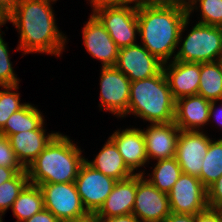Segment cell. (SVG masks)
<instances>
[{"label":"cell","mask_w":222,"mask_h":222,"mask_svg":"<svg viewBox=\"0 0 222 222\" xmlns=\"http://www.w3.org/2000/svg\"><path fill=\"white\" fill-rule=\"evenodd\" d=\"M55 1L57 0H19L9 14V22L20 35L17 51H23L24 55L45 53L60 57L65 50L67 37L56 25L52 7Z\"/></svg>","instance_id":"6da1fadb"},{"label":"cell","mask_w":222,"mask_h":222,"mask_svg":"<svg viewBox=\"0 0 222 222\" xmlns=\"http://www.w3.org/2000/svg\"><path fill=\"white\" fill-rule=\"evenodd\" d=\"M187 17V6L139 2L137 18L141 44L161 62L172 61V56H176L180 31Z\"/></svg>","instance_id":"7a4b0ae2"},{"label":"cell","mask_w":222,"mask_h":222,"mask_svg":"<svg viewBox=\"0 0 222 222\" xmlns=\"http://www.w3.org/2000/svg\"><path fill=\"white\" fill-rule=\"evenodd\" d=\"M82 152L69 136L58 132L26 168L29 183L39 185L74 182L86 159Z\"/></svg>","instance_id":"3957f363"},{"label":"cell","mask_w":222,"mask_h":222,"mask_svg":"<svg viewBox=\"0 0 222 222\" xmlns=\"http://www.w3.org/2000/svg\"><path fill=\"white\" fill-rule=\"evenodd\" d=\"M176 100L162 70L158 75L131 82L128 114L150 124L174 122Z\"/></svg>","instance_id":"277c9868"},{"label":"cell","mask_w":222,"mask_h":222,"mask_svg":"<svg viewBox=\"0 0 222 222\" xmlns=\"http://www.w3.org/2000/svg\"><path fill=\"white\" fill-rule=\"evenodd\" d=\"M189 25V17L184 21L179 35V50L174 60L181 62H214L222 53V27L196 23L186 38L183 32ZM181 42V43H180Z\"/></svg>","instance_id":"5b68a950"},{"label":"cell","mask_w":222,"mask_h":222,"mask_svg":"<svg viewBox=\"0 0 222 222\" xmlns=\"http://www.w3.org/2000/svg\"><path fill=\"white\" fill-rule=\"evenodd\" d=\"M92 13L103 24L119 49L137 44L136 36L139 34L137 4L103 6Z\"/></svg>","instance_id":"8992f818"},{"label":"cell","mask_w":222,"mask_h":222,"mask_svg":"<svg viewBox=\"0 0 222 222\" xmlns=\"http://www.w3.org/2000/svg\"><path fill=\"white\" fill-rule=\"evenodd\" d=\"M44 209L52 212L61 222H71L88 214L74 182L39 184Z\"/></svg>","instance_id":"52a82bcc"},{"label":"cell","mask_w":222,"mask_h":222,"mask_svg":"<svg viewBox=\"0 0 222 222\" xmlns=\"http://www.w3.org/2000/svg\"><path fill=\"white\" fill-rule=\"evenodd\" d=\"M100 108L109 111L117 118L127 115L131 81L116 67H101Z\"/></svg>","instance_id":"ba28073f"},{"label":"cell","mask_w":222,"mask_h":222,"mask_svg":"<svg viewBox=\"0 0 222 222\" xmlns=\"http://www.w3.org/2000/svg\"><path fill=\"white\" fill-rule=\"evenodd\" d=\"M117 180L90 166L86 160L80 166L74 181L82 204L88 213H96L103 205Z\"/></svg>","instance_id":"9c48e42d"},{"label":"cell","mask_w":222,"mask_h":222,"mask_svg":"<svg viewBox=\"0 0 222 222\" xmlns=\"http://www.w3.org/2000/svg\"><path fill=\"white\" fill-rule=\"evenodd\" d=\"M145 171L137 173V190L132 213L141 222H164L171 213L168 194L159 191L147 178Z\"/></svg>","instance_id":"30bf717a"},{"label":"cell","mask_w":222,"mask_h":222,"mask_svg":"<svg viewBox=\"0 0 222 222\" xmlns=\"http://www.w3.org/2000/svg\"><path fill=\"white\" fill-rule=\"evenodd\" d=\"M168 197L171 212L196 215L208 208L207 188L196 176L182 173Z\"/></svg>","instance_id":"8fae6325"},{"label":"cell","mask_w":222,"mask_h":222,"mask_svg":"<svg viewBox=\"0 0 222 222\" xmlns=\"http://www.w3.org/2000/svg\"><path fill=\"white\" fill-rule=\"evenodd\" d=\"M115 67L134 82L158 75L163 70V62L143 45L134 44L119 49Z\"/></svg>","instance_id":"7c38bea8"},{"label":"cell","mask_w":222,"mask_h":222,"mask_svg":"<svg viewBox=\"0 0 222 222\" xmlns=\"http://www.w3.org/2000/svg\"><path fill=\"white\" fill-rule=\"evenodd\" d=\"M209 138L204 131H183L177 140L175 158L184 174L199 177L203 165V158L207 154Z\"/></svg>","instance_id":"4fadbf2b"},{"label":"cell","mask_w":222,"mask_h":222,"mask_svg":"<svg viewBox=\"0 0 222 222\" xmlns=\"http://www.w3.org/2000/svg\"><path fill=\"white\" fill-rule=\"evenodd\" d=\"M82 35L87 52L93 58L100 60L102 67H115L119 48L93 13L85 22Z\"/></svg>","instance_id":"5bb4252c"},{"label":"cell","mask_w":222,"mask_h":222,"mask_svg":"<svg viewBox=\"0 0 222 222\" xmlns=\"http://www.w3.org/2000/svg\"><path fill=\"white\" fill-rule=\"evenodd\" d=\"M142 132L148 161L175 157L180 129L174 122L150 124Z\"/></svg>","instance_id":"9a60e30c"},{"label":"cell","mask_w":222,"mask_h":222,"mask_svg":"<svg viewBox=\"0 0 222 222\" xmlns=\"http://www.w3.org/2000/svg\"><path fill=\"white\" fill-rule=\"evenodd\" d=\"M163 71L175 100L198 94L200 63L172 60L163 63Z\"/></svg>","instance_id":"2e32d148"},{"label":"cell","mask_w":222,"mask_h":222,"mask_svg":"<svg viewBox=\"0 0 222 222\" xmlns=\"http://www.w3.org/2000/svg\"><path fill=\"white\" fill-rule=\"evenodd\" d=\"M210 103L198 94L177 99L174 123L183 131H201L209 124Z\"/></svg>","instance_id":"e0dca14e"},{"label":"cell","mask_w":222,"mask_h":222,"mask_svg":"<svg viewBox=\"0 0 222 222\" xmlns=\"http://www.w3.org/2000/svg\"><path fill=\"white\" fill-rule=\"evenodd\" d=\"M117 146L124 163L134 173L148 161L142 129L126 128L116 130L109 137Z\"/></svg>","instance_id":"ac0fdd59"},{"label":"cell","mask_w":222,"mask_h":222,"mask_svg":"<svg viewBox=\"0 0 222 222\" xmlns=\"http://www.w3.org/2000/svg\"><path fill=\"white\" fill-rule=\"evenodd\" d=\"M44 124L45 122L36 130L15 133L9 137L12 149L18 161L25 169L37 158L52 138L58 133L51 132L46 135Z\"/></svg>","instance_id":"d6986e66"},{"label":"cell","mask_w":222,"mask_h":222,"mask_svg":"<svg viewBox=\"0 0 222 222\" xmlns=\"http://www.w3.org/2000/svg\"><path fill=\"white\" fill-rule=\"evenodd\" d=\"M137 173L132 177L117 181L100 209L98 217H116L131 214L135 204Z\"/></svg>","instance_id":"ffe728a7"},{"label":"cell","mask_w":222,"mask_h":222,"mask_svg":"<svg viewBox=\"0 0 222 222\" xmlns=\"http://www.w3.org/2000/svg\"><path fill=\"white\" fill-rule=\"evenodd\" d=\"M85 160L94 169L117 181L130 178L134 175L124 163L117 146L109 137L92 161H89L88 159Z\"/></svg>","instance_id":"44dd1931"},{"label":"cell","mask_w":222,"mask_h":222,"mask_svg":"<svg viewBox=\"0 0 222 222\" xmlns=\"http://www.w3.org/2000/svg\"><path fill=\"white\" fill-rule=\"evenodd\" d=\"M45 118L42 112L30 103H26L21 109L13 113L7 120L0 134L10 137L12 134L36 130Z\"/></svg>","instance_id":"7402d4cb"},{"label":"cell","mask_w":222,"mask_h":222,"mask_svg":"<svg viewBox=\"0 0 222 222\" xmlns=\"http://www.w3.org/2000/svg\"><path fill=\"white\" fill-rule=\"evenodd\" d=\"M16 222H23L44 209L43 194L38 185L28 183L12 207Z\"/></svg>","instance_id":"603a6c76"},{"label":"cell","mask_w":222,"mask_h":222,"mask_svg":"<svg viewBox=\"0 0 222 222\" xmlns=\"http://www.w3.org/2000/svg\"><path fill=\"white\" fill-rule=\"evenodd\" d=\"M198 95L209 101H222V71L216 61L200 63Z\"/></svg>","instance_id":"cb8c5ba5"},{"label":"cell","mask_w":222,"mask_h":222,"mask_svg":"<svg viewBox=\"0 0 222 222\" xmlns=\"http://www.w3.org/2000/svg\"><path fill=\"white\" fill-rule=\"evenodd\" d=\"M155 164L153 172L146 178L159 191L168 194L182 174L181 167L175 157L159 160Z\"/></svg>","instance_id":"d4e9b609"},{"label":"cell","mask_w":222,"mask_h":222,"mask_svg":"<svg viewBox=\"0 0 222 222\" xmlns=\"http://www.w3.org/2000/svg\"><path fill=\"white\" fill-rule=\"evenodd\" d=\"M211 140L207 154L203 158L200 176L202 184L208 188L222 175V140Z\"/></svg>","instance_id":"484cf974"},{"label":"cell","mask_w":222,"mask_h":222,"mask_svg":"<svg viewBox=\"0 0 222 222\" xmlns=\"http://www.w3.org/2000/svg\"><path fill=\"white\" fill-rule=\"evenodd\" d=\"M194 9H198L201 12V19L197 23L222 27V0L189 1L187 4V12L189 18L191 16V13L194 12Z\"/></svg>","instance_id":"4316f807"},{"label":"cell","mask_w":222,"mask_h":222,"mask_svg":"<svg viewBox=\"0 0 222 222\" xmlns=\"http://www.w3.org/2000/svg\"><path fill=\"white\" fill-rule=\"evenodd\" d=\"M28 183V172L25 169L0 185V215H4L12 207L20 192Z\"/></svg>","instance_id":"83f0119b"},{"label":"cell","mask_w":222,"mask_h":222,"mask_svg":"<svg viewBox=\"0 0 222 222\" xmlns=\"http://www.w3.org/2000/svg\"><path fill=\"white\" fill-rule=\"evenodd\" d=\"M19 84L0 86V130L6 124L8 118L21 109L26 103H20ZM13 91V92H12Z\"/></svg>","instance_id":"f1b7e54d"},{"label":"cell","mask_w":222,"mask_h":222,"mask_svg":"<svg viewBox=\"0 0 222 222\" xmlns=\"http://www.w3.org/2000/svg\"><path fill=\"white\" fill-rule=\"evenodd\" d=\"M3 31H0V86L19 84V79L14 73L8 44L5 43Z\"/></svg>","instance_id":"f546056e"},{"label":"cell","mask_w":222,"mask_h":222,"mask_svg":"<svg viewBox=\"0 0 222 222\" xmlns=\"http://www.w3.org/2000/svg\"><path fill=\"white\" fill-rule=\"evenodd\" d=\"M0 166L14 168L17 172H23L25 170L18 161L9 138L2 134H0Z\"/></svg>","instance_id":"4dcf8cb0"},{"label":"cell","mask_w":222,"mask_h":222,"mask_svg":"<svg viewBox=\"0 0 222 222\" xmlns=\"http://www.w3.org/2000/svg\"><path fill=\"white\" fill-rule=\"evenodd\" d=\"M207 203L210 208L222 207V175L207 188Z\"/></svg>","instance_id":"1f68e13d"},{"label":"cell","mask_w":222,"mask_h":222,"mask_svg":"<svg viewBox=\"0 0 222 222\" xmlns=\"http://www.w3.org/2000/svg\"><path fill=\"white\" fill-rule=\"evenodd\" d=\"M196 222H222V212L220 209L208 207L196 214Z\"/></svg>","instance_id":"d6a6232c"},{"label":"cell","mask_w":222,"mask_h":222,"mask_svg":"<svg viewBox=\"0 0 222 222\" xmlns=\"http://www.w3.org/2000/svg\"><path fill=\"white\" fill-rule=\"evenodd\" d=\"M92 11L103 6L138 4L140 0H89Z\"/></svg>","instance_id":"836d02e7"},{"label":"cell","mask_w":222,"mask_h":222,"mask_svg":"<svg viewBox=\"0 0 222 222\" xmlns=\"http://www.w3.org/2000/svg\"><path fill=\"white\" fill-rule=\"evenodd\" d=\"M23 222H61L52 212L43 209Z\"/></svg>","instance_id":"e575fe53"},{"label":"cell","mask_w":222,"mask_h":222,"mask_svg":"<svg viewBox=\"0 0 222 222\" xmlns=\"http://www.w3.org/2000/svg\"><path fill=\"white\" fill-rule=\"evenodd\" d=\"M164 222H196V215L171 212Z\"/></svg>","instance_id":"d590c367"},{"label":"cell","mask_w":222,"mask_h":222,"mask_svg":"<svg viewBox=\"0 0 222 222\" xmlns=\"http://www.w3.org/2000/svg\"><path fill=\"white\" fill-rule=\"evenodd\" d=\"M98 222H141L133 213L116 217H98Z\"/></svg>","instance_id":"8d00e7d4"},{"label":"cell","mask_w":222,"mask_h":222,"mask_svg":"<svg viewBox=\"0 0 222 222\" xmlns=\"http://www.w3.org/2000/svg\"><path fill=\"white\" fill-rule=\"evenodd\" d=\"M222 102V101H221ZM217 101H211L209 110V122L213 118L212 122L216 120V125L222 126V104L220 108H216Z\"/></svg>","instance_id":"74e56055"},{"label":"cell","mask_w":222,"mask_h":222,"mask_svg":"<svg viewBox=\"0 0 222 222\" xmlns=\"http://www.w3.org/2000/svg\"><path fill=\"white\" fill-rule=\"evenodd\" d=\"M18 172L14 168H5L0 166V185L12 179Z\"/></svg>","instance_id":"f35d334b"},{"label":"cell","mask_w":222,"mask_h":222,"mask_svg":"<svg viewBox=\"0 0 222 222\" xmlns=\"http://www.w3.org/2000/svg\"><path fill=\"white\" fill-rule=\"evenodd\" d=\"M19 0H0V7L10 14L14 9Z\"/></svg>","instance_id":"ab89813d"},{"label":"cell","mask_w":222,"mask_h":222,"mask_svg":"<svg viewBox=\"0 0 222 222\" xmlns=\"http://www.w3.org/2000/svg\"><path fill=\"white\" fill-rule=\"evenodd\" d=\"M145 4H179L182 5V0H140Z\"/></svg>","instance_id":"60d3db41"},{"label":"cell","mask_w":222,"mask_h":222,"mask_svg":"<svg viewBox=\"0 0 222 222\" xmlns=\"http://www.w3.org/2000/svg\"><path fill=\"white\" fill-rule=\"evenodd\" d=\"M71 222H98V216L95 213H88L87 215L77 218Z\"/></svg>","instance_id":"b9f144b4"},{"label":"cell","mask_w":222,"mask_h":222,"mask_svg":"<svg viewBox=\"0 0 222 222\" xmlns=\"http://www.w3.org/2000/svg\"><path fill=\"white\" fill-rule=\"evenodd\" d=\"M6 22H9V14L0 7V28L5 25Z\"/></svg>","instance_id":"7bdbcfd3"},{"label":"cell","mask_w":222,"mask_h":222,"mask_svg":"<svg viewBox=\"0 0 222 222\" xmlns=\"http://www.w3.org/2000/svg\"><path fill=\"white\" fill-rule=\"evenodd\" d=\"M217 64L220 67V70L222 71V53L220 54V56L217 58L216 60Z\"/></svg>","instance_id":"ee69618b"},{"label":"cell","mask_w":222,"mask_h":222,"mask_svg":"<svg viewBox=\"0 0 222 222\" xmlns=\"http://www.w3.org/2000/svg\"><path fill=\"white\" fill-rule=\"evenodd\" d=\"M189 1H191V0H182V6H187Z\"/></svg>","instance_id":"f6af8a7d"},{"label":"cell","mask_w":222,"mask_h":222,"mask_svg":"<svg viewBox=\"0 0 222 222\" xmlns=\"http://www.w3.org/2000/svg\"><path fill=\"white\" fill-rule=\"evenodd\" d=\"M2 216H4V215H0V222H3Z\"/></svg>","instance_id":"bcb514c9"}]
</instances>
